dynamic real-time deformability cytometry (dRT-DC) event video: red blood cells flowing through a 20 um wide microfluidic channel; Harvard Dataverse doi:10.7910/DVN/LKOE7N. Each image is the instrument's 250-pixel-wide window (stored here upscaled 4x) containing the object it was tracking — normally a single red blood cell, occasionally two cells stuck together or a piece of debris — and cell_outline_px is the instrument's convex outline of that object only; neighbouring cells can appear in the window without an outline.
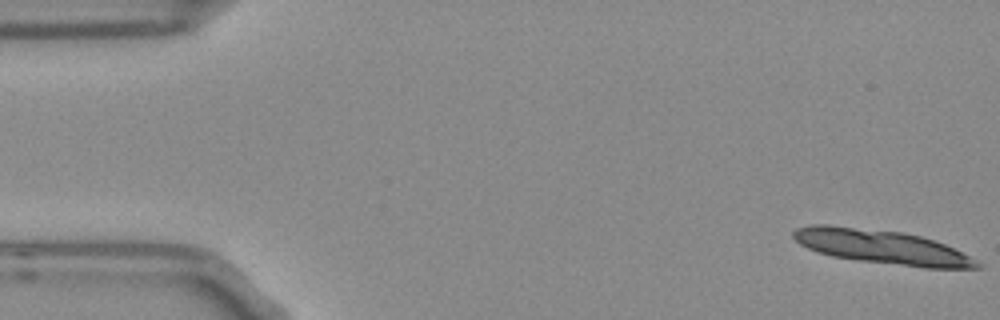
{"species": "Egyptian fruit bat (a non-hibernating species)", "species_latin": "Rousettus aegyptiacus", "temperature_condition": "room temperature", "stored_images_in_passage": 13, "camera_frame_rate_fps": 3000, "um_per_image_px": 0.085, "frame": {"image": 1, "passage_image": 1, "time_ms": 0.0, "image_size_px": [1000, 320], "cell_outline_px": [[984, 264], [980, 268], [924, 268], [860, 260], [832, 256], [808, 248], [800, 244], [792, 236], [792, 232], [796, 228], [812, 224], [828, 224], [904, 232], [920, 236], [944, 244]], "centroid_in_image_um": [74.93, 20.98], "position_along_channel_um": 10.1, "area_um2": 36.24}}